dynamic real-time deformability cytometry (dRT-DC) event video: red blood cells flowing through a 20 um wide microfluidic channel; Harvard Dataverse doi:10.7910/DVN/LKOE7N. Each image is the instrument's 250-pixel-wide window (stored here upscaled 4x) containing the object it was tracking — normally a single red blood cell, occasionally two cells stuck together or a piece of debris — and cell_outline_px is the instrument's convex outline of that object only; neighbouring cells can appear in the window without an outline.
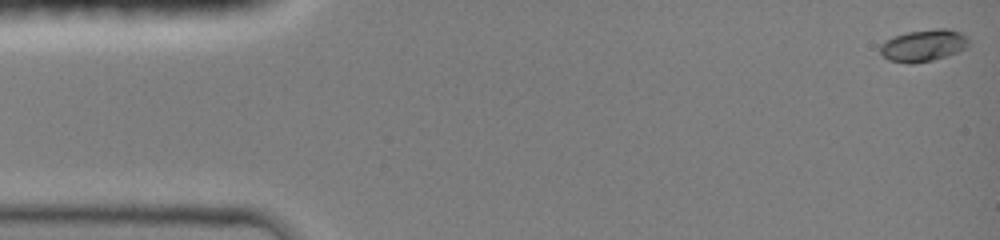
{"species": "common noctule bat (a hibernating species)", "species_latin": "Nyctalus noctula", "temperature_condition": "room temperature", "stored_images_in_passage": 36, "camera_frame_rate_fps": 3000, "um_per_image_px": 0.085, "animal": {"sex": "female", "body_mass_g": 19.0, "forearm_length_mm": 51.5}, "frame": {"image": 1, "passage_image": 1, "time_ms": 0.0, "image_size_px": [1000, 240], "cell_outline_px": [[968, 44], [964, 48], [956, 52], [932, 60], [912, 64], [888, 60], [880, 52], [880, 44], [896, 36], [908, 32], [936, 28], [948, 28], [960, 32], [968, 36]], "centroid_in_image_um": [78.5, 3.85], "position_along_channel_um": 6.5, "area_um2": 16.24}}
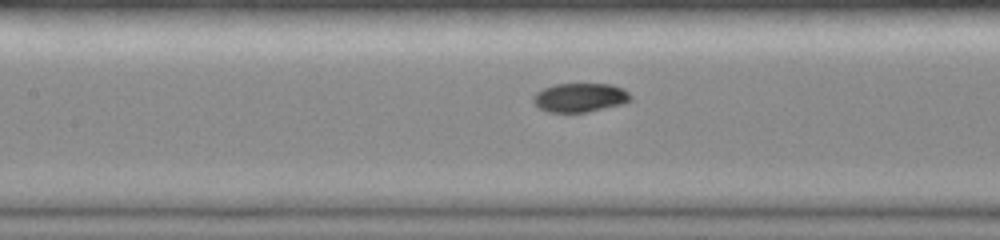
{"frame": {"image": 2, "passage_image": 23, "time_ms": 6.667, "image_size_px": [1000, 240], "cell_outline_px": [[632, 100], [624, 104], [584, 112], [548, 112], [540, 108], [532, 100], [532, 96], [536, 92], [544, 88], [556, 84], [608, 84], [624, 88], [632, 96]], "centroid_in_image_um": [49.32, 8.29], "position_along_channel_um": 158.1, "area_um2": 16.42}}
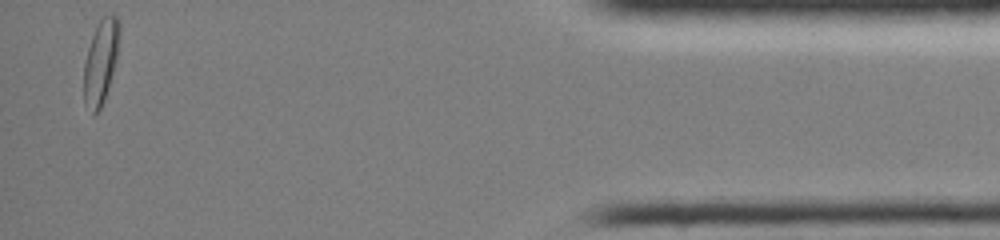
{"frame": {"image": 3, "passage_image": 36, "time_ms": 14.667, "image_size_px": [1000, 240], "cell_outline_px": [[120, 32], [116, 60], [104, 100], [100, 108], [92, 116], [84, 104], [84, 64], [88, 48], [96, 24], [104, 16], [116, 16], [120, 24]], "centroid_in_image_um": [8.55, 5.27], "position_along_channel_um": 426.7, "area_um2": 17.28}, "authors_computed_cell_mechanics": {"area_um2": 16.2707, "velocity_mm_per_s": 4.1431, "shape_relaxation_time_tau1_ms": 4.1501, "shape_relaxation_time_tau2_ms": null, "deformation_change_tau1": 0.1378, "deformation_change_tau2": null}}